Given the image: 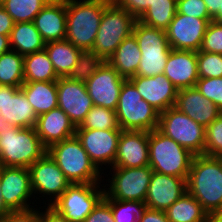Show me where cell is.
I'll return each mask as SVG.
<instances>
[{"label": "cell", "mask_w": 222, "mask_h": 222, "mask_svg": "<svg viewBox=\"0 0 222 222\" xmlns=\"http://www.w3.org/2000/svg\"><path fill=\"white\" fill-rule=\"evenodd\" d=\"M75 135L102 173L113 167L121 130L76 129Z\"/></svg>", "instance_id": "5bb4252c"}, {"label": "cell", "mask_w": 222, "mask_h": 222, "mask_svg": "<svg viewBox=\"0 0 222 222\" xmlns=\"http://www.w3.org/2000/svg\"><path fill=\"white\" fill-rule=\"evenodd\" d=\"M83 222H115L110 204L103 198Z\"/></svg>", "instance_id": "7bdbcfd3"}, {"label": "cell", "mask_w": 222, "mask_h": 222, "mask_svg": "<svg viewBox=\"0 0 222 222\" xmlns=\"http://www.w3.org/2000/svg\"><path fill=\"white\" fill-rule=\"evenodd\" d=\"M138 222H169L165 211L146 208Z\"/></svg>", "instance_id": "7dc6e473"}, {"label": "cell", "mask_w": 222, "mask_h": 222, "mask_svg": "<svg viewBox=\"0 0 222 222\" xmlns=\"http://www.w3.org/2000/svg\"><path fill=\"white\" fill-rule=\"evenodd\" d=\"M136 18L112 1L103 12L92 51L108 61L123 40L133 32Z\"/></svg>", "instance_id": "52a82bcc"}, {"label": "cell", "mask_w": 222, "mask_h": 222, "mask_svg": "<svg viewBox=\"0 0 222 222\" xmlns=\"http://www.w3.org/2000/svg\"><path fill=\"white\" fill-rule=\"evenodd\" d=\"M11 125L5 122L0 116V133H3L6 129H8Z\"/></svg>", "instance_id": "11a10c76"}, {"label": "cell", "mask_w": 222, "mask_h": 222, "mask_svg": "<svg viewBox=\"0 0 222 222\" xmlns=\"http://www.w3.org/2000/svg\"><path fill=\"white\" fill-rule=\"evenodd\" d=\"M104 195L101 183H73L51 206L69 222H83Z\"/></svg>", "instance_id": "8fae6325"}, {"label": "cell", "mask_w": 222, "mask_h": 222, "mask_svg": "<svg viewBox=\"0 0 222 222\" xmlns=\"http://www.w3.org/2000/svg\"><path fill=\"white\" fill-rule=\"evenodd\" d=\"M169 222H211L202 205L187 191L167 210Z\"/></svg>", "instance_id": "f546056e"}, {"label": "cell", "mask_w": 222, "mask_h": 222, "mask_svg": "<svg viewBox=\"0 0 222 222\" xmlns=\"http://www.w3.org/2000/svg\"><path fill=\"white\" fill-rule=\"evenodd\" d=\"M177 12V0H154L137 19L145 25L166 31Z\"/></svg>", "instance_id": "1f68e13d"}, {"label": "cell", "mask_w": 222, "mask_h": 222, "mask_svg": "<svg viewBox=\"0 0 222 222\" xmlns=\"http://www.w3.org/2000/svg\"><path fill=\"white\" fill-rule=\"evenodd\" d=\"M115 112L121 130L150 132L158 127L160 113L142 99L129 79L123 82Z\"/></svg>", "instance_id": "8992f818"}, {"label": "cell", "mask_w": 222, "mask_h": 222, "mask_svg": "<svg viewBox=\"0 0 222 222\" xmlns=\"http://www.w3.org/2000/svg\"><path fill=\"white\" fill-rule=\"evenodd\" d=\"M113 0H66V40L80 50H92L104 9Z\"/></svg>", "instance_id": "7a4b0ae2"}, {"label": "cell", "mask_w": 222, "mask_h": 222, "mask_svg": "<svg viewBox=\"0 0 222 222\" xmlns=\"http://www.w3.org/2000/svg\"><path fill=\"white\" fill-rule=\"evenodd\" d=\"M11 50L22 56L44 50L46 42L34 22L15 23L10 34Z\"/></svg>", "instance_id": "83f0119b"}, {"label": "cell", "mask_w": 222, "mask_h": 222, "mask_svg": "<svg viewBox=\"0 0 222 222\" xmlns=\"http://www.w3.org/2000/svg\"><path fill=\"white\" fill-rule=\"evenodd\" d=\"M132 34L135 36L142 58L136 75L153 77L163 74L171 47L166 31L136 20Z\"/></svg>", "instance_id": "ba28073f"}, {"label": "cell", "mask_w": 222, "mask_h": 222, "mask_svg": "<svg viewBox=\"0 0 222 222\" xmlns=\"http://www.w3.org/2000/svg\"><path fill=\"white\" fill-rule=\"evenodd\" d=\"M66 0H50L34 19L36 29L46 43L66 38Z\"/></svg>", "instance_id": "d4e9b609"}, {"label": "cell", "mask_w": 222, "mask_h": 222, "mask_svg": "<svg viewBox=\"0 0 222 222\" xmlns=\"http://www.w3.org/2000/svg\"><path fill=\"white\" fill-rule=\"evenodd\" d=\"M187 192V180L153 171L145 204L147 208L165 211Z\"/></svg>", "instance_id": "ffe728a7"}, {"label": "cell", "mask_w": 222, "mask_h": 222, "mask_svg": "<svg viewBox=\"0 0 222 222\" xmlns=\"http://www.w3.org/2000/svg\"><path fill=\"white\" fill-rule=\"evenodd\" d=\"M211 222H222V207L211 216Z\"/></svg>", "instance_id": "f5cc1de1"}, {"label": "cell", "mask_w": 222, "mask_h": 222, "mask_svg": "<svg viewBox=\"0 0 222 222\" xmlns=\"http://www.w3.org/2000/svg\"><path fill=\"white\" fill-rule=\"evenodd\" d=\"M122 77L107 61L85 82L86 90L95 106L116 110L123 82Z\"/></svg>", "instance_id": "9a60e30c"}, {"label": "cell", "mask_w": 222, "mask_h": 222, "mask_svg": "<svg viewBox=\"0 0 222 222\" xmlns=\"http://www.w3.org/2000/svg\"><path fill=\"white\" fill-rule=\"evenodd\" d=\"M149 132L121 130L113 167L135 168L149 165Z\"/></svg>", "instance_id": "44dd1931"}, {"label": "cell", "mask_w": 222, "mask_h": 222, "mask_svg": "<svg viewBox=\"0 0 222 222\" xmlns=\"http://www.w3.org/2000/svg\"><path fill=\"white\" fill-rule=\"evenodd\" d=\"M195 88L222 111V77L199 78Z\"/></svg>", "instance_id": "ab89813d"}, {"label": "cell", "mask_w": 222, "mask_h": 222, "mask_svg": "<svg viewBox=\"0 0 222 222\" xmlns=\"http://www.w3.org/2000/svg\"><path fill=\"white\" fill-rule=\"evenodd\" d=\"M106 173H103V176L108 178L105 180L106 184H103L104 198L120 201H145L153 174L149 165L135 168L111 167L108 175L112 177H108Z\"/></svg>", "instance_id": "9c48e42d"}, {"label": "cell", "mask_w": 222, "mask_h": 222, "mask_svg": "<svg viewBox=\"0 0 222 222\" xmlns=\"http://www.w3.org/2000/svg\"><path fill=\"white\" fill-rule=\"evenodd\" d=\"M142 58L137 40L133 34L125 38L107 61L122 77L129 79L136 75Z\"/></svg>", "instance_id": "484cf974"}, {"label": "cell", "mask_w": 222, "mask_h": 222, "mask_svg": "<svg viewBox=\"0 0 222 222\" xmlns=\"http://www.w3.org/2000/svg\"><path fill=\"white\" fill-rule=\"evenodd\" d=\"M39 207V222H69L61 213L51 205ZM40 209H45L44 211Z\"/></svg>", "instance_id": "bcb514c9"}, {"label": "cell", "mask_w": 222, "mask_h": 222, "mask_svg": "<svg viewBox=\"0 0 222 222\" xmlns=\"http://www.w3.org/2000/svg\"><path fill=\"white\" fill-rule=\"evenodd\" d=\"M58 79L45 49L24 56V82H57Z\"/></svg>", "instance_id": "4dcf8cb0"}, {"label": "cell", "mask_w": 222, "mask_h": 222, "mask_svg": "<svg viewBox=\"0 0 222 222\" xmlns=\"http://www.w3.org/2000/svg\"><path fill=\"white\" fill-rule=\"evenodd\" d=\"M205 155L222 158V114L206 127Z\"/></svg>", "instance_id": "f35d334b"}, {"label": "cell", "mask_w": 222, "mask_h": 222, "mask_svg": "<svg viewBox=\"0 0 222 222\" xmlns=\"http://www.w3.org/2000/svg\"><path fill=\"white\" fill-rule=\"evenodd\" d=\"M14 24L11 16L0 5V34L10 36Z\"/></svg>", "instance_id": "c3c4849f"}, {"label": "cell", "mask_w": 222, "mask_h": 222, "mask_svg": "<svg viewBox=\"0 0 222 222\" xmlns=\"http://www.w3.org/2000/svg\"><path fill=\"white\" fill-rule=\"evenodd\" d=\"M104 60L92 50L81 51L77 64L73 67L68 78L80 82H86L102 65Z\"/></svg>", "instance_id": "8d00e7d4"}, {"label": "cell", "mask_w": 222, "mask_h": 222, "mask_svg": "<svg viewBox=\"0 0 222 222\" xmlns=\"http://www.w3.org/2000/svg\"><path fill=\"white\" fill-rule=\"evenodd\" d=\"M4 222H39V208L22 211H10L3 219Z\"/></svg>", "instance_id": "f6af8a7d"}, {"label": "cell", "mask_w": 222, "mask_h": 222, "mask_svg": "<svg viewBox=\"0 0 222 222\" xmlns=\"http://www.w3.org/2000/svg\"><path fill=\"white\" fill-rule=\"evenodd\" d=\"M206 4L209 15L213 18L221 11L222 0H203Z\"/></svg>", "instance_id": "681fc988"}, {"label": "cell", "mask_w": 222, "mask_h": 222, "mask_svg": "<svg viewBox=\"0 0 222 222\" xmlns=\"http://www.w3.org/2000/svg\"><path fill=\"white\" fill-rule=\"evenodd\" d=\"M0 183L3 200L11 211L38 206L33 199L29 168L0 166Z\"/></svg>", "instance_id": "4fadbf2b"}, {"label": "cell", "mask_w": 222, "mask_h": 222, "mask_svg": "<svg viewBox=\"0 0 222 222\" xmlns=\"http://www.w3.org/2000/svg\"><path fill=\"white\" fill-rule=\"evenodd\" d=\"M0 116L20 128H34L38 117L24 92L13 86H0Z\"/></svg>", "instance_id": "ac0fdd59"}, {"label": "cell", "mask_w": 222, "mask_h": 222, "mask_svg": "<svg viewBox=\"0 0 222 222\" xmlns=\"http://www.w3.org/2000/svg\"><path fill=\"white\" fill-rule=\"evenodd\" d=\"M163 74L177 90L195 87L199 79L197 52L171 49Z\"/></svg>", "instance_id": "7402d4cb"}, {"label": "cell", "mask_w": 222, "mask_h": 222, "mask_svg": "<svg viewBox=\"0 0 222 222\" xmlns=\"http://www.w3.org/2000/svg\"><path fill=\"white\" fill-rule=\"evenodd\" d=\"M50 0H0V5L15 23L33 22Z\"/></svg>", "instance_id": "836d02e7"}, {"label": "cell", "mask_w": 222, "mask_h": 222, "mask_svg": "<svg viewBox=\"0 0 222 222\" xmlns=\"http://www.w3.org/2000/svg\"><path fill=\"white\" fill-rule=\"evenodd\" d=\"M111 206L115 222H138L147 208L142 201H120L104 198Z\"/></svg>", "instance_id": "d590c367"}, {"label": "cell", "mask_w": 222, "mask_h": 222, "mask_svg": "<svg viewBox=\"0 0 222 222\" xmlns=\"http://www.w3.org/2000/svg\"><path fill=\"white\" fill-rule=\"evenodd\" d=\"M44 49L59 78L69 76L82 51L66 39L48 42Z\"/></svg>", "instance_id": "f1b7e54d"}, {"label": "cell", "mask_w": 222, "mask_h": 222, "mask_svg": "<svg viewBox=\"0 0 222 222\" xmlns=\"http://www.w3.org/2000/svg\"><path fill=\"white\" fill-rule=\"evenodd\" d=\"M11 50L10 36L0 34V55Z\"/></svg>", "instance_id": "f907efd6"}, {"label": "cell", "mask_w": 222, "mask_h": 222, "mask_svg": "<svg viewBox=\"0 0 222 222\" xmlns=\"http://www.w3.org/2000/svg\"><path fill=\"white\" fill-rule=\"evenodd\" d=\"M148 143L149 166L154 172L187 180L194 154L157 129L149 132Z\"/></svg>", "instance_id": "5b68a950"}, {"label": "cell", "mask_w": 222, "mask_h": 222, "mask_svg": "<svg viewBox=\"0 0 222 222\" xmlns=\"http://www.w3.org/2000/svg\"><path fill=\"white\" fill-rule=\"evenodd\" d=\"M212 21L222 25V4H221V11H219L213 18Z\"/></svg>", "instance_id": "db71d44e"}, {"label": "cell", "mask_w": 222, "mask_h": 222, "mask_svg": "<svg viewBox=\"0 0 222 222\" xmlns=\"http://www.w3.org/2000/svg\"><path fill=\"white\" fill-rule=\"evenodd\" d=\"M76 129L121 130L114 110L95 105Z\"/></svg>", "instance_id": "e575fe53"}, {"label": "cell", "mask_w": 222, "mask_h": 222, "mask_svg": "<svg viewBox=\"0 0 222 222\" xmlns=\"http://www.w3.org/2000/svg\"><path fill=\"white\" fill-rule=\"evenodd\" d=\"M177 13L212 21L203 0H177Z\"/></svg>", "instance_id": "b9f144b4"}, {"label": "cell", "mask_w": 222, "mask_h": 222, "mask_svg": "<svg viewBox=\"0 0 222 222\" xmlns=\"http://www.w3.org/2000/svg\"><path fill=\"white\" fill-rule=\"evenodd\" d=\"M47 153L71 184L104 183L103 173L90 160L76 135L51 145Z\"/></svg>", "instance_id": "3957f363"}, {"label": "cell", "mask_w": 222, "mask_h": 222, "mask_svg": "<svg viewBox=\"0 0 222 222\" xmlns=\"http://www.w3.org/2000/svg\"><path fill=\"white\" fill-rule=\"evenodd\" d=\"M119 7L126 9L138 19L154 0H113Z\"/></svg>", "instance_id": "ee69618b"}, {"label": "cell", "mask_w": 222, "mask_h": 222, "mask_svg": "<svg viewBox=\"0 0 222 222\" xmlns=\"http://www.w3.org/2000/svg\"><path fill=\"white\" fill-rule=\"evenodd\" d=\"M187 191L211 217L222 207V158L194 155Z\"/></svg>", "instance_id": "6da1fadb"}, {"label": "cell", "mask_w": 222, "mask_h": 222, "mask_svg": "<svg viewBox=\"0 0 222 222\" xmlns=\"http://www.w3.org/2000/svg\"><path fill=\"white\" fill-rule=\"evenodd\" d=\"M1 186V183H0ZM11 210L6 206L0 188V219H3Z\"/></svg>", "instance_id": "816d5d0a"}, {"label": "cell", "mask_w": 222, "mask_h": 222, "mask_svg": "<svg viewBox=\"0 0 222 222\" xmlns=\"http://www.w3.org/2000/svg\"><path fill=\"white\" fill-rule=\"evenodd\" d=\"M46 153L35 128L11 125L0 133V166L29 168Z\"/></svg>", "instance_id": "277c9868"}, {"label": "cell", "mask_w": 222, "mask_h": 222, "mask_svg": "<svg viewBox=\"0 0 222 222\" xmlns=\"http://www.w3.org/2000/svg\"><path fill=\"white\" fill-rule=\"evenodd\" d=\"M210 22L176 12L166 30L170 47L177 50L198 52Z\"/></svg>", "instance_id": "e0dca14e"}, {"label": "cell", "mask_w": 222, "mask_h": 222, "mask_svg": "<svg viewBox=\"0 0 222 222\" xmlns=\"http://www.w3.org/2000/svg\"><path fill=\"white\" fill-rule=\"evenodd\" d=\"M24 83V56L14 50L0 55V85L20 88Z\"/></svg>", "instance_id": "d6a6232c"}, {"label": "cell", "mask_w": 222, "mask_h": 222, "mask_svg": "<svg viewBox=\"0 0 222 222\" xmlns=\"http://www.w3.org/2000/svg\"><path fill=\"white\" fill-rule=\"evenodd\" d=\"M34 128L47 149L74 136L76 132L75 125L59 107L39 115Z\"/></svg>", "instance_id": "cb8c5ba5"}, {"label": "cell", "mask_w": 222, "mask_h": 222, "mask_svg": "<svg viewBox=\"0 0 222 222\" xmlns=\"http://www.w3.org/2000/svg\"><path fill=\"white\" fill-rule=\"evenodd\" d=\"M20 89L37 116L58 107L57 82H24Z\"/></svg>", "instance_id": "4316f807"}, {"label": "cell", "mask_w": 222, "mask_h": 222, "mask_svg": "<svg viewBox=\"0 0 222 222\" xmlns=\"http://www.w3.org/2000/svg\"><path fill=\"white\" fill-rule=\"evenodd\" d=\"M58 107L78 127L94 106L84 82L61 77L57 81Z\"/></svg>", "instance_id": "2e32d148"}, {"label": "cell", "mask_w": 222, "mask_h": 222, "mask_svg": "<svg viewBox=\"0 0 222 222\" xmlns=\"http://www.w3.org/2000/svg\"><path fill=\"white\" fill-rule=\"evenodd\" d=\"M129 80L134 84L142 99L159 113L175 107L178 90L164 74L153 77L135 75Z\"/></svg>", "instance_id": "d6986e66"}, {"label": "cell", "mask_w": 222, "mask_h": 222, "mask_svg": "<svg viewBox=\"0 0 222 222\" xmlns=\"http://www.w3.org/2000/svg\"><path fill=\"white\" fill-rule=\"evenodd\" d=\"M29 171L35 202L39 199L36 204L51 205L71 185L63 171L48 153L33 163L29 167ZM39 197H42L43 202H40Z\"/></svg>", "instance_id": "7c38bea8"}, {"label": "cell", "mask_w": 222, "mask_h": 222, "mask_svg": "<svg viewBox=\"0 0 222 222\" xmlns=\"http://www.w3.org/2000/svg\"><path fill=\"white\" fill-rule=\"evenodd\" d=\"M199 51L222 54V25L214 21L209 23Z\"/></svg>", "instance_id": "60d3db41"}, {"label": "cell", "mask_w": 222, "mask_h": 222, "mask_svg": "<svg viewBox=\"0 0 222 222\" xmlns=\"http://www.w3.org/2000/svg\"><path fill=\"white\" fill-rule=\"evenodd\" d=\"M175 108L205 128L222 114V111L195 87L178 90Z\"/></svg>", "instance_id": "603a6c76"}, {"label": "cell", "mask_w": 222, "mask_h": 222, "mask_svg": "<svg viewBox=\"0 0 222 222\" xmlns=\"http://www.w3.org/2000/svg\"><path fill=\"white\" fill-rule=\"evenodd\" d=\"M199 78L222 77V54L197 52Z\"/></svg>", "instance_id": "74e56055"}, {"label": "cell", "mask_w": 222, "mask_h": 222, "mask_svg": "<svg viewBox=\"0 0 222 222\" xmlns=\"http://www.w3.org/2000/svg\"><path fill=\"white\" fill-rule=\"evenodd\" d=\"M157 130L194 155H205L206 128L171 107L159 114Z\"/></svg>", "instance_id": "30bf717a"}]
</instances>
